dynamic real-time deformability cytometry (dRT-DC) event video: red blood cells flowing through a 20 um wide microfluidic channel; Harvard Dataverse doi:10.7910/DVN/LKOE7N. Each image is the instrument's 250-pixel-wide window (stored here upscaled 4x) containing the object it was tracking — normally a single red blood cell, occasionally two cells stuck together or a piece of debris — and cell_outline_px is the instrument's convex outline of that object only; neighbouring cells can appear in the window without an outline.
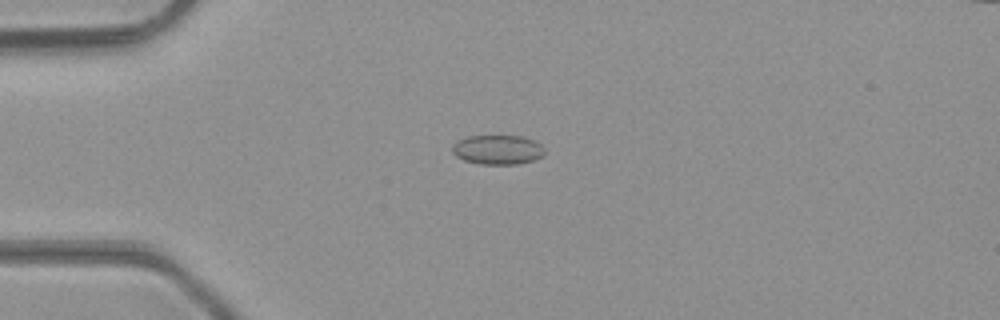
{"species": "common noctule bat (a hibernating species)", "species_latin": "Nyctalus noctula", "temperature_condition": "room temperature", "stored_images_in_passage": 48, "camera_frame_rate_fps": 3000, "um_per_image_px": 0.085, "animal": {"sex": "male", "body_mass_g": 23.1, "forearm_length_mm": 52.7}, "frame": {"image": 1, "passage_image": 13, "time_ms": 4.0, "image_size_px": [1000, 320], "cell_outline_px": [[544, 156], [520, 164], [480, 164], [464, 160], [456, 156], [452, 152], [452, 144], [468, 136], [524, 136], [540, 144], [544, 148]], "centroid_in_image_um": [42.31, 12.73], "position_along_channel_um": 42.7, "area_um2": 15.84}}
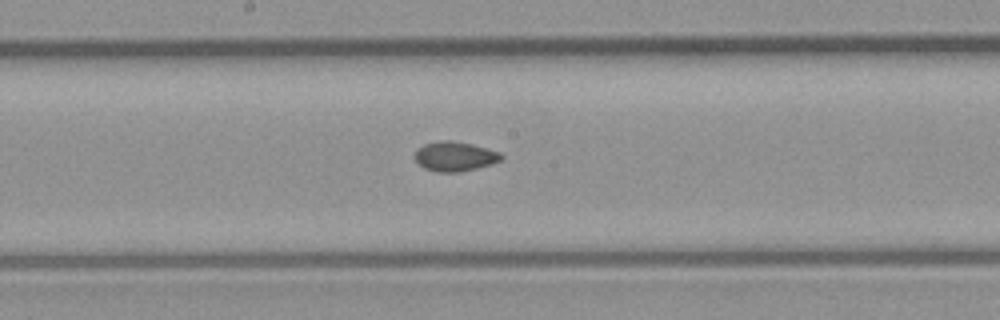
{"frame": {"image": 2, "passage_image": 26, "time_ms": 8.333, "image_size_px": [1000, 320], "cell_outline_px": [[504, 156], [500, 160], [492, 164], [460, 172], [436, 172], [424, 168], [412, 156], [424, 144], [440, 140], [452, 140], [472, 144], [500, 152]], "centroid_in_image_um": [38.66, 13.29], "position_along_channel_um": 209.5, "area_um2": 14.91}}
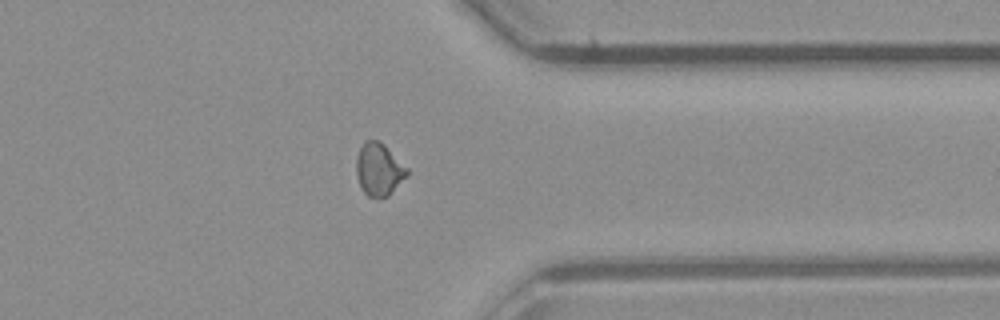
{"frame": {"image": 3, "passage_image": 38, "time_ms": 12.333, "image_size_px": [1000, 320], "cell_outline_px": [[408, 176], [388, 196], [368, 196], [364, 192], [360, 184], [356, 172], [356, 156], [364, 140], [380, 140], [408, 168]], "centroid_in_image_um": [32.22, 14.37], "position_along_channel_um": 379.2, "area_um2": 15.49}, "authors_computed_cell_mechanics": {"area_um2": 14.9991, "velocity_mm_per_s": 4.4092, "shape_relaxation_time_tau1_ms": null, "shape_relaxation_time_tau2_ms": 1.3308, "deformation_change_tau1": null, "deformation_change_tau2": 0.0583}}